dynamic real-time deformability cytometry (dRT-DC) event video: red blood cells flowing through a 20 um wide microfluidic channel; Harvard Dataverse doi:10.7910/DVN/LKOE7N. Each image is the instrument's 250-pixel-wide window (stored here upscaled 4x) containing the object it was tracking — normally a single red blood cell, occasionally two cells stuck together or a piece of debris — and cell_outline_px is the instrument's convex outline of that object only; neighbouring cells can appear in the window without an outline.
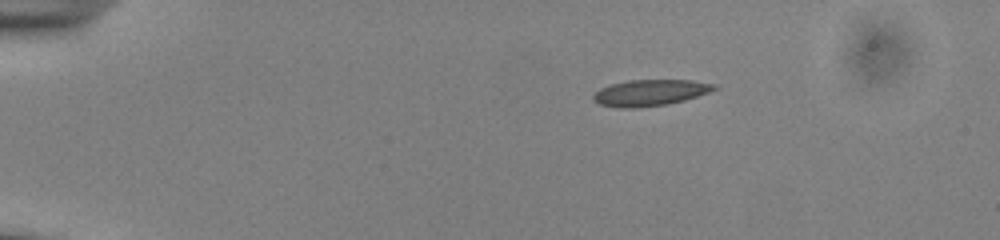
{"species": "common noctule bat (a hibernating species)", "species_latin": "Nyctalus noctula", "temperature_condition": "cold", "stored_images_in_passage": 45, "camera_frame_rate_fps": 3000, "um_per_image_px": 0.085, "animal": {"sex": "male", "body_mass_g": 13.0, "forearm_length_mm": 53.1}, "frame": {"image": 1, "passage_image": 1, "time_ms": 0.0, "image_size_px": [1000, 240], "cell_outline_px": [[720, 88], [684, 100], [668, 104], [636, 108], [620, 108], [600, 104], [592, 100], [592, 96], [600, 88], [612, 84], [628, 80], [692, 80], [716, 84]], "centroid_in_image_um": [55.26, 7.88], "position_along_channel_um": 29.7, "area_um2": 18.5}}
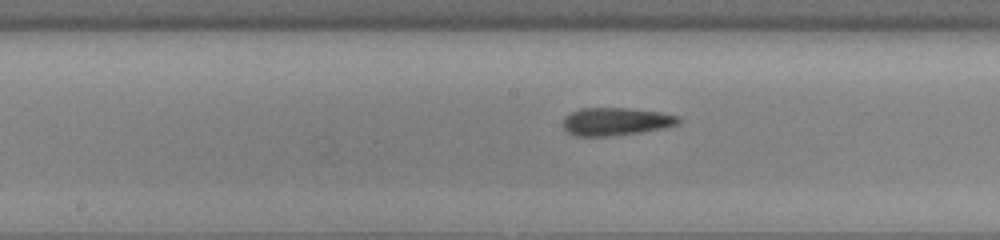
{"frame": {"image": 2, "passage_image": 20, "time_ms": 6.333, "image_size_px": [1000, 240], "cell_outline_px": [[680, 124], [664, 128], [640, 132], [612, 136], [576, 136], [568, 132], [564, 128], [564, 120], [572, 112], [580, 108], [628, 108], [660, 112], [680, 116]], "centroid_in_image_um": [52.4, 10.33], "position_along_channel_um": 195.8, "area_um2": 18.67}}
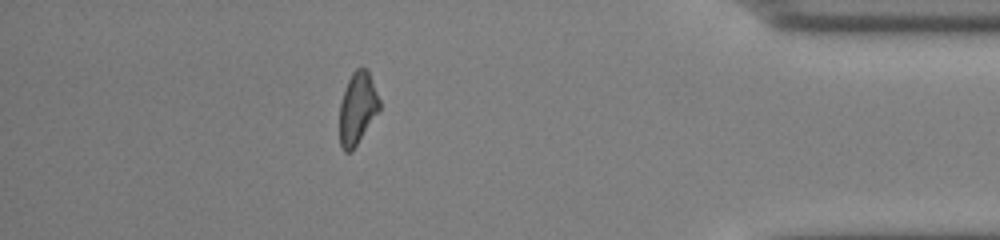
{"frame": {"image": 3, "passage_image": 39, "time_ms": 12.667, "image_size_px": [1000, 240], "cell_outline_px": [[380, 108], [352, 152], [344, 152], [340, 144], [340, 104], [344, 88], [352, 72], [356, 68], [364, 68], [368, 72], [380, 100]], "centroid_in_image_um": [30.36, 9.22], "position_along_channel_um": 404.8, "area_um2": 16.53}, "authors_computed_cell_mechanics": {"area_um2": 18.1492, "velocity_mm_per_s": 3.8571, "shape_relaxation_time_tau1_ms": null, "shape_relaxation_time_tau2_ms": 2.8924, "deformation_change_tau1": null, "deformation_change_tau2": 0.0952}}